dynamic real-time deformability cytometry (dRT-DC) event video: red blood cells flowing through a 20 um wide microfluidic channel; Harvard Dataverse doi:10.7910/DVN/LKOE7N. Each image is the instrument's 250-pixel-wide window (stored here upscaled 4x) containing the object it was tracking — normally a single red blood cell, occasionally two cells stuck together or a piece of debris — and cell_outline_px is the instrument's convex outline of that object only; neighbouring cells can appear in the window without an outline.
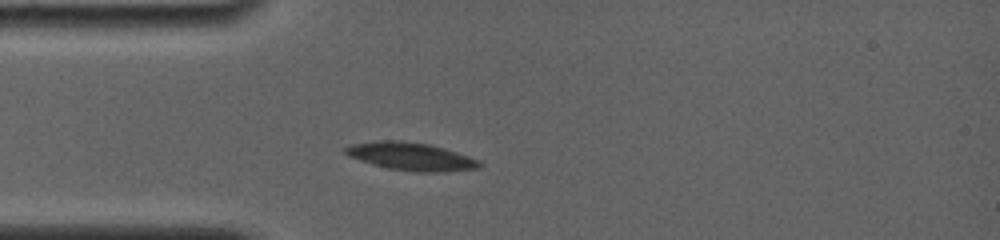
{"species": "common noctule bat (a hibernating species)", "species_latin": "Nyctalus noctula", "temperature_condition": "room temperature", "stored_images_in_passage": 26, "camera_frame_rate_fps": 4000, "um_per_image_px": 0.085, "animal": {"sex": "female", "body_mass_g": 19.0, "forearm_length_mm": 56.7}, "frame": {"image": 1, "passage_image": 1, "time_ms": 0.0, "image_size_px": [1000, 240], "cell_outline_px": [[484, 164], [480, 168], [444, 172], [416, 172], [388, 168], [372, 164], [348, 156], [344, 152], [344, 148], [352, 144], [376, 140], [400, 140], [428, 144], [444, 148], [480, 160]], "centroid_in_image_um": [34.95, 13.3], "position_along_channel_um": 50.0, "area_um2": 21.91}}
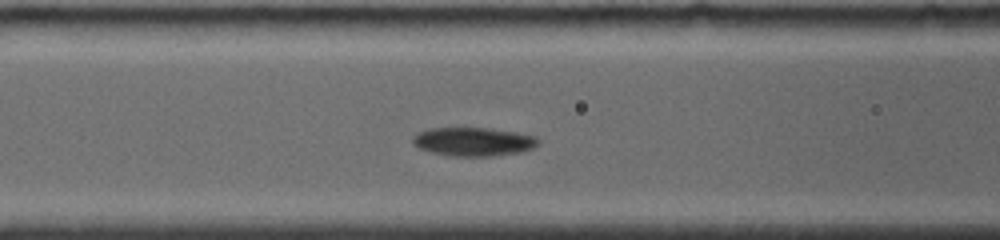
{"frame": {"image": 2, "passage_image": 14, "time_ms": 2.25, "image_size_px": [1000, 240], "cell_outline_px": [[540, 144], [524, 152], [492, 156], [452, 156], [428, 152], [412, 144], [412, 136], [416, 132], [428, 128], [492, 128], [516, 132], [536, 136], [540, 140]], "centroid_in_image_um": [40.24, 12.04], "position_along_channel_um": 126.4, "area_um2": 21.39}}
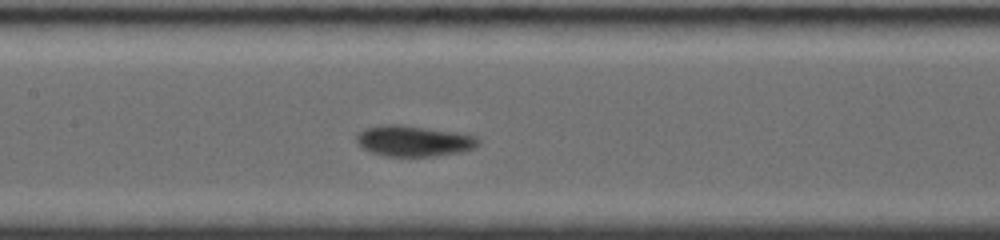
{"frame": {"image": 3, "passage_image": 22, "time_ms": 3.5, "image_size_px": [1000, 240], "cell_outline_px": [[480, 144], [472, 148], [460, 152], [432, 156], [388, 156], [372, 152], [364, 148], [356, 140], [356, 136], [364, 128], [380, 124], [400, 124], [456, 132], [476, 136], [480, 140]], "centroid_in_image_um": [35.17, 11.96], "position_along_channel_um": 172.2, "area_um2": 21.73}}